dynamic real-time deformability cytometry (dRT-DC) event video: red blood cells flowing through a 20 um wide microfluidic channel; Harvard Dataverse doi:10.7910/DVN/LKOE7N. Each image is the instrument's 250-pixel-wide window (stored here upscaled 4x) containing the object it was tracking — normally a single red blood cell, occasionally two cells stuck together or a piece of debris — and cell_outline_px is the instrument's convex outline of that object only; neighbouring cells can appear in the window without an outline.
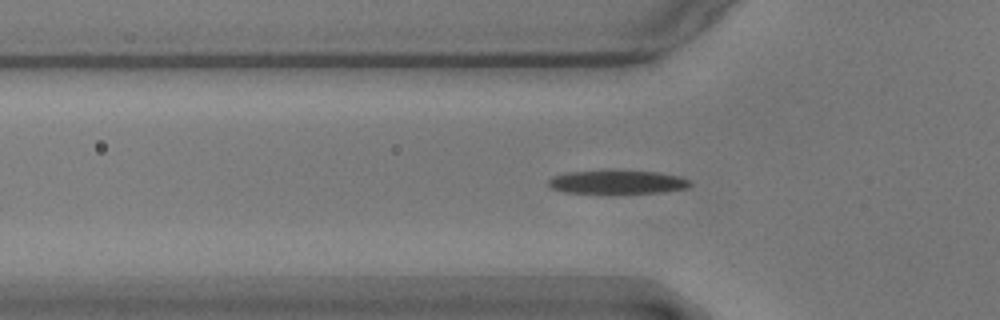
{"species": "common noctule bat (a hibernating species)", "species_latin": "Nyctalus noctula", "temperature_condition": "warm", "stored_images_in_passage": 50, "camera_frame_rate_fps": 3000, "um_per_image_px": 0.085, "animal": {"sex": "male", "body_mass_g": 17.9}, "frame": {"image": 1, "passage_image": 17, "time_ms": 5.333, "image_size_px": [1000, 320], "cell_outline_px": [[692, 184], [688, 188], [660, 192], [564, 192], [552, 188], [548, 184], [548, 180], [552, 176], [564, 172], [656, 172], [680, 176], [688, 180]], "centroid_in_image_um": [52.47, 15.48], "position_along_channel_um": 73.3, "area_um2": 18.55}}
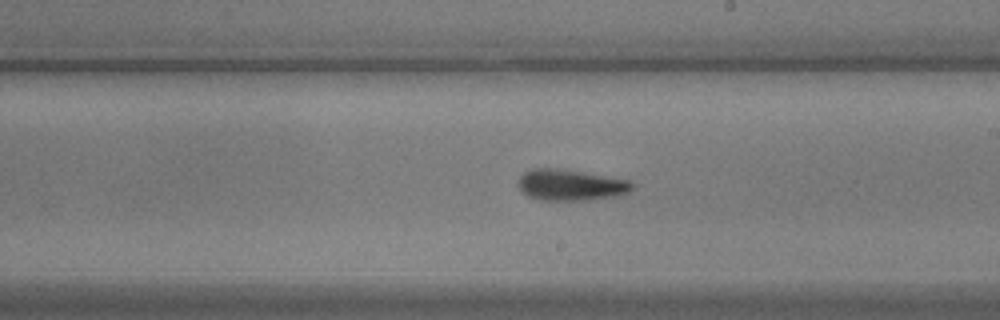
{"frame": {"image": 2, "passage_image": 31, "time_ms": 10.0, "image_size_px": [1000, 320], "cell_outline_px": [[636, 188], [620, 196], [588, 200], [540, 200], [528, 196], [520, 192], [516, 184], [520, 176], [524, 172], [532, 168], [556, 168], [632, 180], [636, 184]], "centroid_in_image_um": [48.53, 15.73], "position_along_channel_um": 240.5, "area_um2": 21.15}}
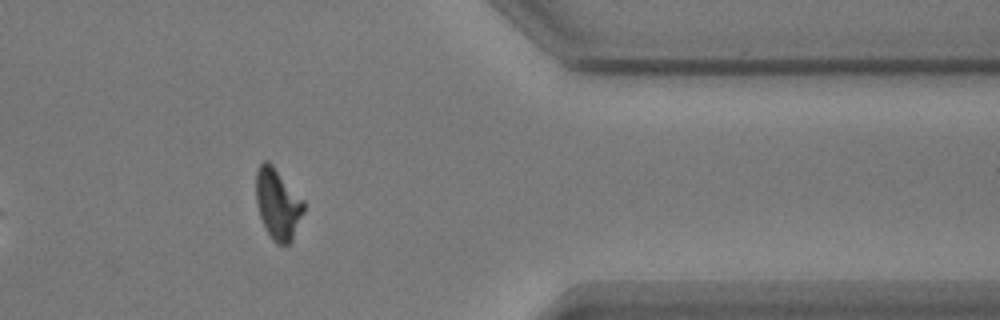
{"frame": {"image": 3, "passage_image": 45, "time_ms": 14.667, "image_size_px": [1000, 320], "cell_outline_px": [[304, 212], [292, 240], [288, 244], [276, 244], [272, 240], [260, 216], [256, 204], [256, 168], [264, 160], [268, 160], [272, 164], [304, 200]], "centroid_in_image_um": [23.61, 17.32], "position_along_channel_um": 387.8, "area_um2": 19.71}}